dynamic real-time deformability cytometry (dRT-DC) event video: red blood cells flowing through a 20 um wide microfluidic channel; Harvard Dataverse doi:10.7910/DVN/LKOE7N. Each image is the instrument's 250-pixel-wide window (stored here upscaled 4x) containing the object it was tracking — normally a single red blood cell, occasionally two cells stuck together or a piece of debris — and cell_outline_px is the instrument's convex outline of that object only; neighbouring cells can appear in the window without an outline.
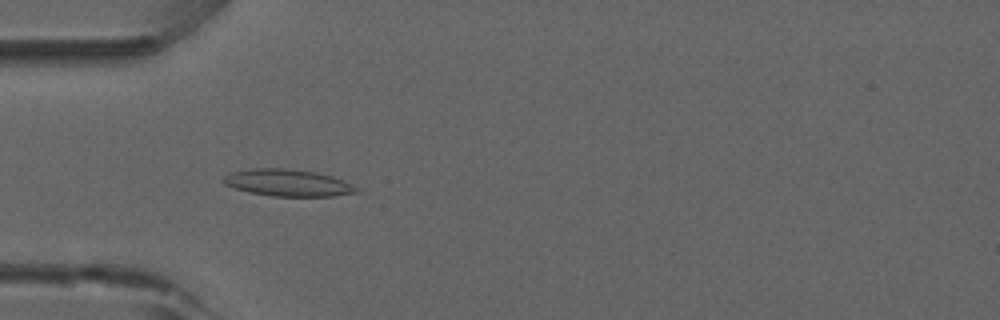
{"species": "common noctule bat (a hibernating species)", "species_latin": "Nyctalus noctula", "temperature_condition": "room temperature", "stored_images_in_passage": 28, "camera_frame_rate_fps": 3000, "um_per_image_px": 0.085, "animal": {"sex": "male", "forearm_length_mm": 52.5}, "frame": {"image": 1, "passage_image": 2, "time_ms": 0.333, "image_size_px": [1000, 320], "cell_outline_px": [[360, 192], [332, 196], [272, 196], [248, 192], [224, 184], [220, 180], [224, 176], [232, 172], [252, 168], [284, 168], [312, 172], [332, 176], [344, 180], [360, 188]], "centroid_in_image_um": [24.47, 15.54], "position_along_channel_um": 60.5, "area_um2": 20.87}}